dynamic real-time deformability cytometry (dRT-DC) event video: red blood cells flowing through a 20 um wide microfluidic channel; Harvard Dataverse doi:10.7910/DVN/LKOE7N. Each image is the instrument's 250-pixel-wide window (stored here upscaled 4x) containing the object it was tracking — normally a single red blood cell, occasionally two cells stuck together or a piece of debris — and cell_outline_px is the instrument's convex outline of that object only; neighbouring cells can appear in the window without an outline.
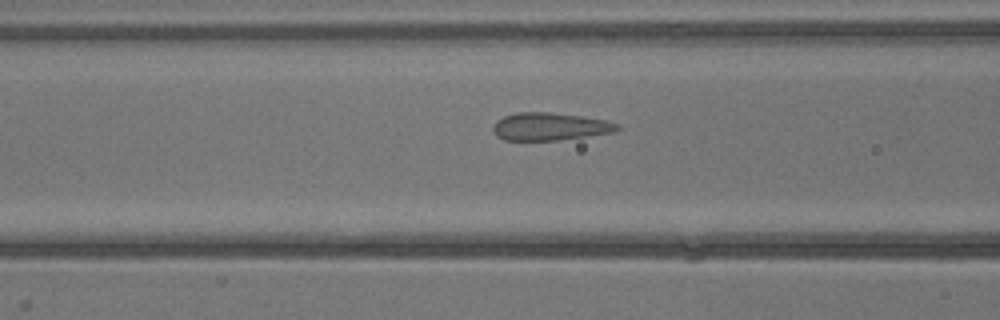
{"species": "common noctule bat (a hibernating species)", "species_latin": "Nyctalus noctula", "temperature_condition": "warm", "stored_images_in_passage": 40, "camera_frame_rate_fps": 3000, "um_per_image_px": 0.085, "animal": {"sex": "male", "body_mass_g": 13.3}, "frame": {"image": 1, "passage_image": 16, "time_ms": 5.0, "image_size_px": [1000, 320], "cell_outline_px": [[620, 128], [616, 132], [560, 140], [504, 140], [496, 136], [492, 128], [492, 124], [496, 120], [504, 116], [516, 112], [548, 112], [580, 116], [608, 120], [620, 124]], "centroid_in_image_um": [46.75, 10.76], "position_along_channel_um": 119.9, "area_um2": 20.29}}
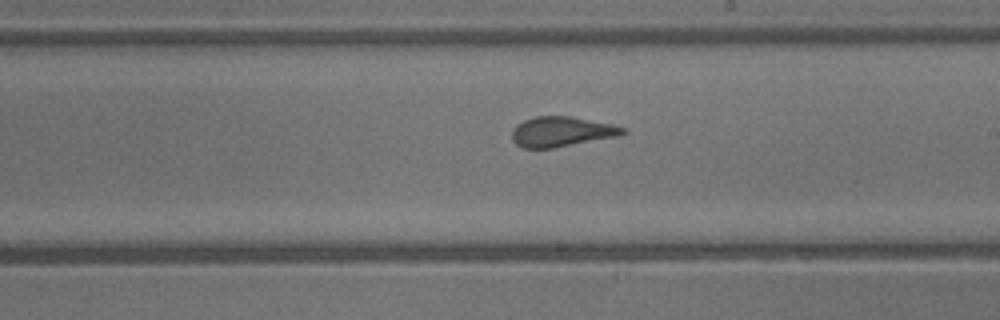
{"frame": {"image": 2, "passage_image": 23, "time_ms": 7.333, "image_size_px": [1000, 320], "cell_outline_px": [[628, 132], [620, 136], [552, 148], [524, 148], [516, 144], [512, 140], [512, 128], [516, 124], [524, 120], [536, 116], [572, 116], [612, 124], [624, 128]], "centroid_in_image_um": [47.73, 11.19], "position_along_channel_um": 241.3, "area_um2": 19.54}}
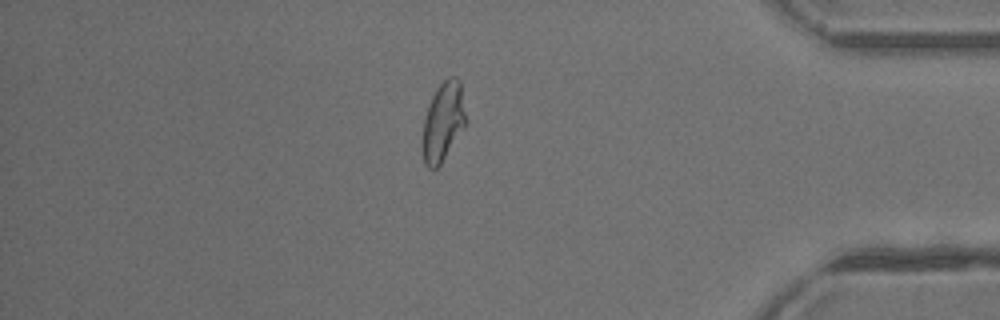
{"frame": {"image": 3, "passage_image": 34, "time_ms": 11.0, "image_size_px": [1000, 320], "cell_outline_px": [[464, 124], [440, 164], [436, 168], [428, 168], [424, 164], [420, 152], [420, 140], [424, 120], [428, 104], [436, 88], [448, 76], [456, 76], [460, 80], [464, 112]], "centroid_in_image_um": [37.57, 10.35], "position_along_channel_um": 397.6, "area_um2": 19.77}}